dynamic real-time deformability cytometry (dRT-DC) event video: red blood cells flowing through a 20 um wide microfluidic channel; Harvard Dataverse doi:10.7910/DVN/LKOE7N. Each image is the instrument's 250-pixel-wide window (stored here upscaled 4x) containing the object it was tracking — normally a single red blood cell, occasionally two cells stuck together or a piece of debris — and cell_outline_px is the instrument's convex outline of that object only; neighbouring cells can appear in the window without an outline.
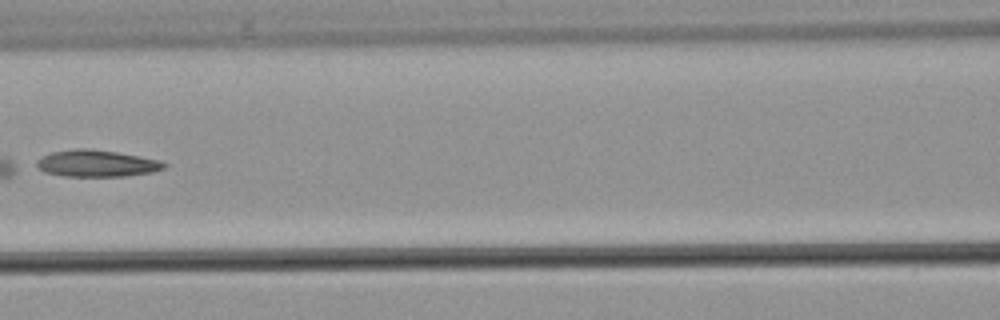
{"species": "common noctule bat (a hibernating species)", "species_latin": "Nyctalus noctula", "temperature_condition": "warm", "stored_images_in_passage": 6, "camera_frame_rate_fps": 3000, "um_per_image_px": 0.085, "animal": {"sex": "male", "body_mass_g": 21.5, "forearm_length_mm": 52.0}, "frame": {"image": 1, "passage_image": 6, "time_ms": 6.0, "image_size_px": [1000, 320], "cell_outline_px": [[168, 164], [164, 168], [152, 172], [124, 176], [64, 176], [44, 172], [36, 168], [36, 160], [52, 152], [80, 148], [84, 148], [116, 152], [160, 160]], "centroid_in_image_um": [8.2, 13.9], "position_along_channel_um": 158.4, "area_um2": 19.71}}